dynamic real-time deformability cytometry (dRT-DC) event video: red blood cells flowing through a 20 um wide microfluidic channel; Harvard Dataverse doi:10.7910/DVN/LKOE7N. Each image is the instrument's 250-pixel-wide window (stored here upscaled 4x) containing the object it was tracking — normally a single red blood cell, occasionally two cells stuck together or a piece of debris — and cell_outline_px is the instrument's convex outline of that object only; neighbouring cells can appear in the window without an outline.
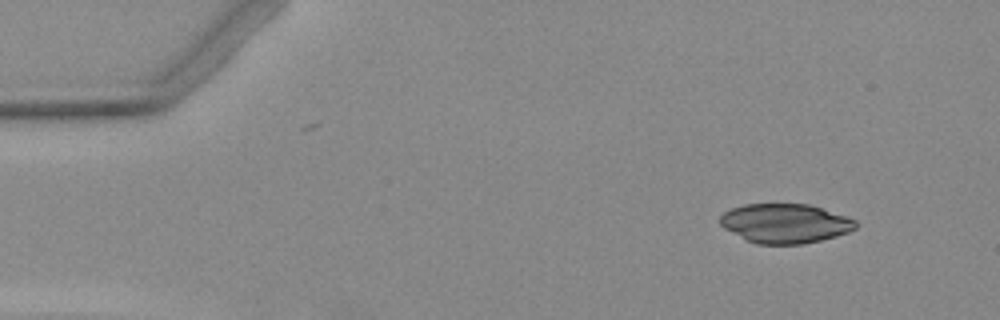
{"species": "Egyptian fruit bat (a non-hibernating species)", "species_latin": "Rousettus aegyptiacus", "temperature_condition": "warm", "stored_images_in_passage": 4, "camera_frame_rate_fps": 3000, "um_per_image_px": 0.085, "animal": {"sex": "female"}, "frame": {"image": 1, "passage_image": 1, "time_ms": 0.0, "image_size_px": [1000, 320], "cell_outline_px": [[856, 228], [848, 232], [836, 236], [820, 240], [800, 244], [756, 244], [724, 228], [720, 224], [720, 216], [724, 212], [732, 208], [744, 204], [808, 204], [856, 220]], "centroid_in_image_um": [66.71, 18.99], "position_along_channel_um": 18.3, "area_um2": 30.69}}